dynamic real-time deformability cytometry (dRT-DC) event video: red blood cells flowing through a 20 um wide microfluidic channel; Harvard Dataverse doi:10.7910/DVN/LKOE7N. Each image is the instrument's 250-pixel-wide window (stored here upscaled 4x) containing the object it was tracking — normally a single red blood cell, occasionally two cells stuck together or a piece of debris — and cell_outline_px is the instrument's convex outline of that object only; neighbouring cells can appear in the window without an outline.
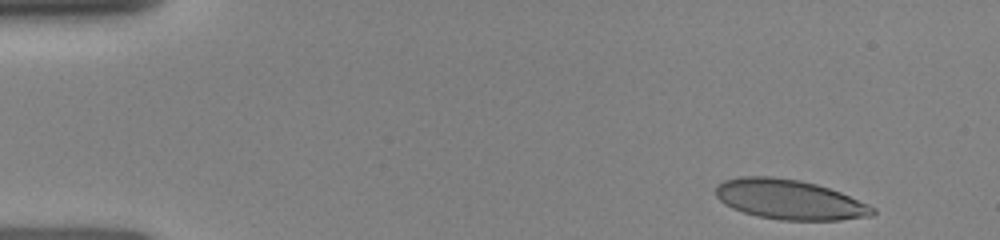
{"species": "human", "species_latin": "Homo sapiens", "temperature_condition": "room temperature", "stored_images_in_passage": 11, "camera_frame_rate_fps": 3000, "um_per_image_px": 0.085, "donor": {"sex": "female"}, "frame": {"image": 1, "passage_image": 1, "time_ms": 0.0, "image_size_px": [1000, 240], "cell_outline_px": [[876, 212], [872, 216], [840, 220], [780, 220], [756, 216], [732, 208], [724, 204], [716, 196], [716, 184], [724, 180], [740, 176], [772, 176], [800, 180], [816, 184], [840, 192], [868, 204], [876, 208]], "centroid_in_image_um": [67.09, 16.96], "position_along_channel_um": 17.9, "area_um2": 36.59}}
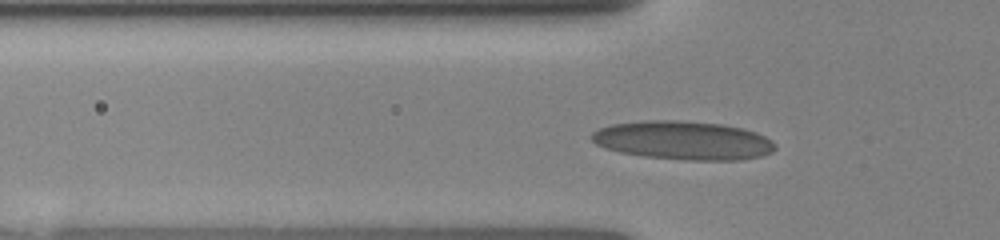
{"frame": {"image": 2, "passage_image": 10, "time_ms": 3.667, "image_size_px": [1000, 240], "cell_outline_px": [[776, 148], [772, 152], [760, 156], [740, 160], [684, 160], [644, 156], [620, 152], [604, 148], [596, 144], [588, 136], [592, 132], [600, 128], [612, 124], [644, 120], [676, 120], [720, 124], [740, 128], [756, 132], [772, 140], [776, 144]], "centroid_in_image_um": [58.05, 11.93], "position_along_channel_um": 67.8, "area_um2": 41.38}}